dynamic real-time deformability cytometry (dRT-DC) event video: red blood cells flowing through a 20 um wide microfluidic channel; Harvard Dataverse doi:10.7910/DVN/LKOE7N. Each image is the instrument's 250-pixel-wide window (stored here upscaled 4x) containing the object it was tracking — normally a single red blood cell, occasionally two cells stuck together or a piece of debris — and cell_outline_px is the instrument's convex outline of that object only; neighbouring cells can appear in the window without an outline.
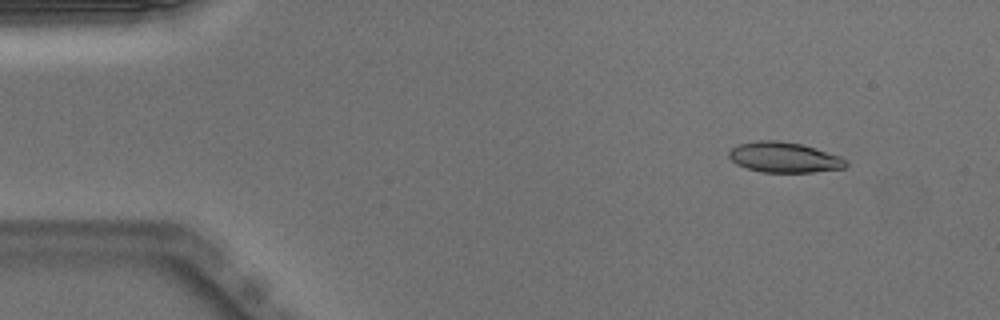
{"species": "Egyptian fruit bat (a non-hibernating species)", "species_latin": "Rousettus aegyptiacus", "temperature_condition": "warm", "stored_images_in_passage": 50, "camera_frame_rate_fps": 3000, "um_per_image_px": 0.085, "animal": {"sex": "male"}, "frame": {"image": 1, "passage_image": 5, "time_ms": 1.333, "image_size_px": [1000, 320], "cell_outline_px": [[848, 164], [844, 168], [812, 172], [760, 172], [736, 164], [728, 156], [728, 152], [732, 148], [740, 144], [756, 140], [780, 140], [800, 144], [816, 148], [840, 156], [848, 160]], "centroid_in_image_um": [66.66, 13.37], "position_along_channel_um": 18.3, "area_um2": 20.75}}
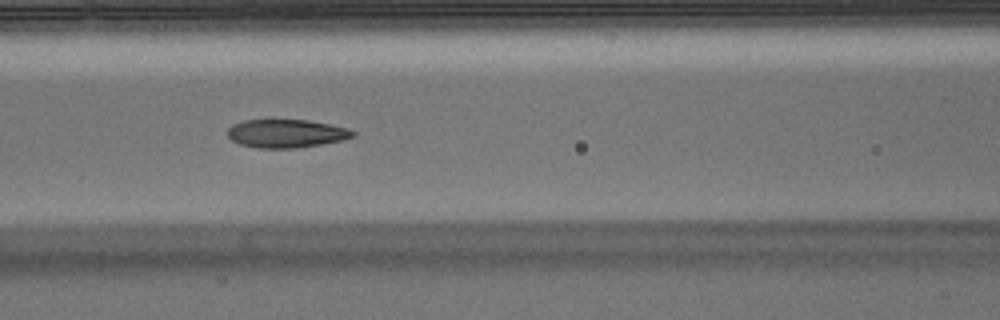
{"frame": {"image": 2, "passage_image": 21, "time_ms": 6.667, "image_size_px": [1000, 320], "cell_outline_px": [[356, 136], [344, 140], [296, 148], [256, 148], [240, 144], [232, 140], [228, 136], [228, 128], [232, 124], [244, 120], [308, 120], [332, 124], [348, 128], [356, 132]], "centroid_in_image_um": [24.36, 11.34], "position_along_channel_um": 142.2, "area_um2": 20.81}}
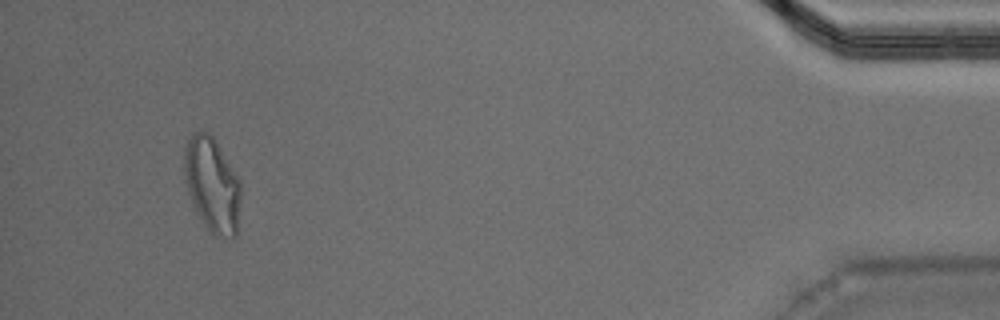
{"frame": {"image": 3, "passage_image": 47, "time_ms": 15.333, "image_size_px": [1000, 320], "cell_outline_px": [[240, 200], [236, 236], [216, 236], [204, 224], [196, 212], [188, 192], [184, 176], [184, 148], [192, 132], [200, 128], [208, 132], [212, 136], [240, 180]], "centroid_in_image_um": [18.01, 15.65], "position_along_channel_um": 417.2, "area_um2": 30.98}, "authors_computed_cell_mechanics": {"area_um2": 21.3282, "velocity_mm_per_s": 3.9979, "shape_relaxation_time_tau1_ms": 6.5842, "shape_relaxation_time_tau2_ms": 1.503, "deformation_change_tau1": 0.2228, "deformation_change_tau2": 0.0861}}